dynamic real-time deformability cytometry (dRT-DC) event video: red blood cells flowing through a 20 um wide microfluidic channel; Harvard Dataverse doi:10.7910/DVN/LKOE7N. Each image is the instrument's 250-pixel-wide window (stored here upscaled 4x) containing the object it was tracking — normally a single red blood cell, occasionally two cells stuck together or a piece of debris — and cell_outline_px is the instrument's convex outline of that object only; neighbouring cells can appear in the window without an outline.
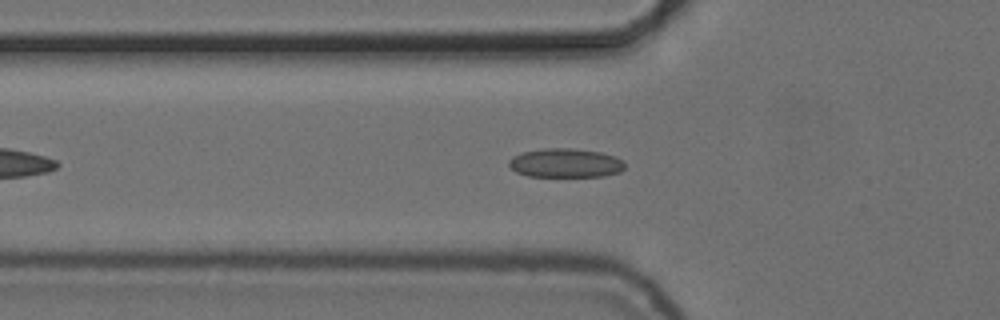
{"species": "common noctule bat (a hibernating species)", "species_latin": "Nyctalus noctula", "temperature_condition": "cold", "stored_images_in_passage": 47, "camera_frame_rate_fps": 3000, "um_per_image_px": 0.085, "animal": {"sex": "female", "body_mass_g": 24.6, "forearm_length_mm": 56.2}, "frame": {"image": 1, "passage_image": 10, "time_ms": 3.0, "image_size_px": [1000, 320], "cell_outline_px": [[624, 168], [620, 172], [604, 176], [528, 176], [516, 172], [508, 164], [508, 160], [512, 156], [524, 152], [544, 148], [572, 148], [600, 152], [624, 160]], "centroid_in_image_um": [48.06, 13.85], "position_along_channel_um": 77.7, "area_um2": 19.54}}
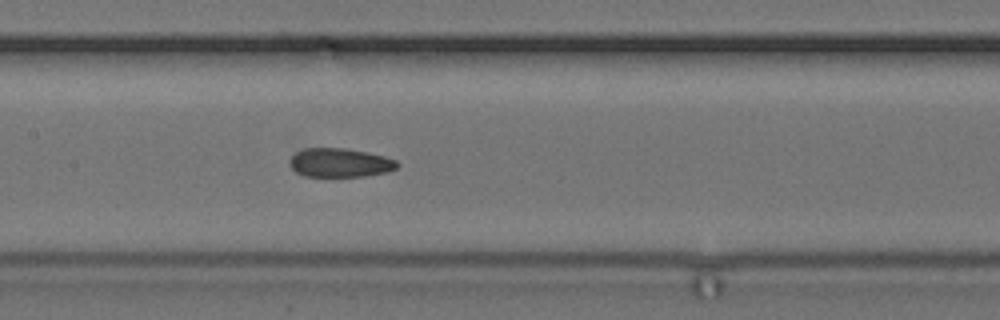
{"frame": {"image": 2, "passage_image": 18, "time_ms": 5.667, "image_size_px": [1000, 320], "cell_outline_px": [[400, 164], [396, 168], [388, 172], [364, 176], [304, 176], [296, 172], [292, 168], [292, 156], [296, 152], [304, 148], [344, 148], [384, 156], [396, 160]], "centroid_in_image_um": [28.92, 13.83], "position_along_channel_um": 178.5, "area_um2": 17.86}}
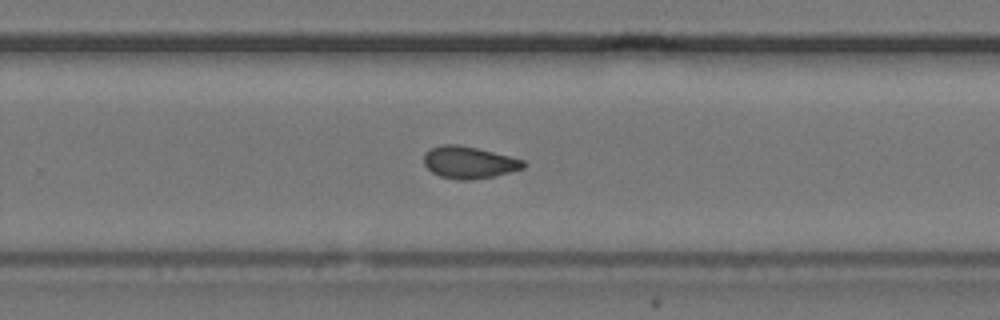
{"frame": {"image": 3, "passage_image": 27, "time_ms": 8.667, "image_size_px": [1000, 320], "cell_outline_px": [[528, 164], [524, 168], [512, 172], [472, 180], [456, 180], [440, 176], [432, 172], [424, 164], [424, 152], [440, 144], [460, 144], [524, 160]], "centroid_in_image_um": [39.86, 13.81], "position_along_channel_um": 289.9, "area_um2": 18.67}, "authors_computed_cell_mechanics": {"area_um2": 18.496, "velocity_mm_per_s": 3.7331, "shape_relaxation_time_tau1_ms": null, "shape_relaxation_time_tau2_ms": 1.8966, "deformation_change_tau1": null, "deformation_change_tau2": 0.0601}}